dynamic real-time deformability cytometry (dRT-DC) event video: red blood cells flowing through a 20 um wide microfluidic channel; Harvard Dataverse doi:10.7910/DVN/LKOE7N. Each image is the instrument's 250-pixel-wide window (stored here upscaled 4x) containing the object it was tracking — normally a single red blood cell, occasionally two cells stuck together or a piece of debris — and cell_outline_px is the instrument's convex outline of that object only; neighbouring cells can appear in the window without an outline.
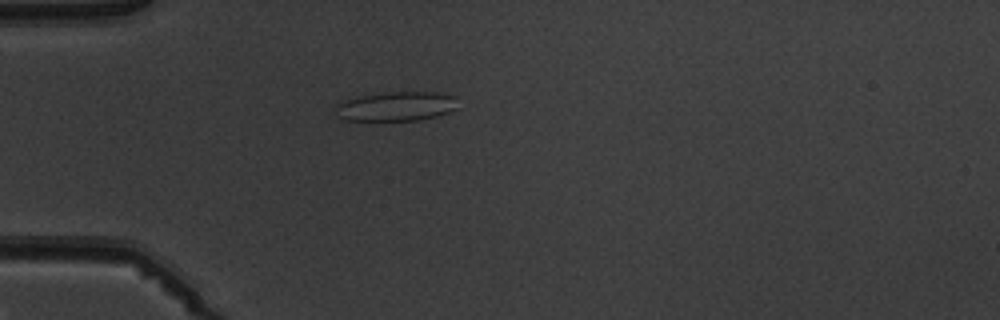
{"species": "common noctule bat (a hibernating species)", "species_latin": "Nyctalus noctula", "temperature_condition": "warm", "stored_images_in_passage": 2, "camera_frame_rate_fps": 3000, "um_per_image_px": 0.085, "animal": {"sex": "male", "body_mass_g": 19.5, "forearm_length_mm": 54.6}, "frame": {"image": 1, "passage_image": 2, "time_ms": 1.333, "image_size_px": [1000, 320], "cell_outline_px": [[460, 108], [436, 116], [420, 120], [344, 120], [336, 116], [336, 104], [344, 100], [356, 96], [384, 92], [436, 92], [456, 96]], "centroid_in_image_um": [33.7, 9.03], "position_along_channel_um": 51.3, "area_um2": 21.27}}